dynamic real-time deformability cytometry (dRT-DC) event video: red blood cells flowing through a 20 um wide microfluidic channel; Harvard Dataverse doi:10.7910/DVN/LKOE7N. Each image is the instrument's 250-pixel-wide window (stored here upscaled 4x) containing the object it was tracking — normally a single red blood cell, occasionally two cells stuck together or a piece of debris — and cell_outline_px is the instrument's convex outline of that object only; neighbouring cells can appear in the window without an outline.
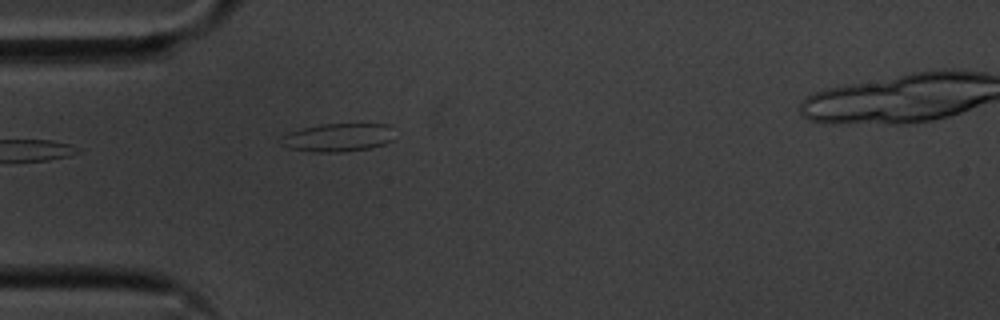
{"species": "common noctule bat (a hibernating species)", "species_latin": "Nyctalus noctula", "temperature_condition": "cold", "stored_images_in_passage": 24, "camera_frame_rate_fps": 3000, "um_per_image_px": 0.085, "animal": {"sex": "male", "body_mass_g": 20.1, "forearm_length_mm": 53.5}, "frame": {"image": 1, "passage_image": 1, "time_ms": 0.0, "image_size_px": [1000, 320], "cell_outline_px": [[392, 140], [384, 144], [372, 148], [340, 152], [312, 152], [288, 148], [280, 144], [280, 136], [288, 132], [320, 124], [388, 124]], "centroid_in_image_um": [28.65, 11.7], "position_along_channel_um": 56.3, "area_um2": 18.67}}
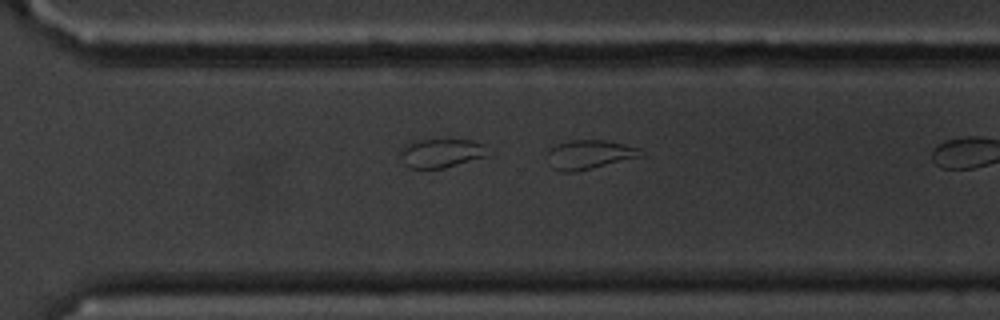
{"frame": {"image": 2, "passage_image": 21, "time_ms": 6.667, "image_size_px": [1000, 320], "cell_outline_px": [[648, 156], [576, 172], [560, 172], [552, 168], [548, 152], [556, 144], [568, 140], [604, 140], [624, 144], [640, 148]], "centroid_in_image_um": [50.2, 13.15], "position_along_channel_um": 320.4, "area_um2": 16.18}}